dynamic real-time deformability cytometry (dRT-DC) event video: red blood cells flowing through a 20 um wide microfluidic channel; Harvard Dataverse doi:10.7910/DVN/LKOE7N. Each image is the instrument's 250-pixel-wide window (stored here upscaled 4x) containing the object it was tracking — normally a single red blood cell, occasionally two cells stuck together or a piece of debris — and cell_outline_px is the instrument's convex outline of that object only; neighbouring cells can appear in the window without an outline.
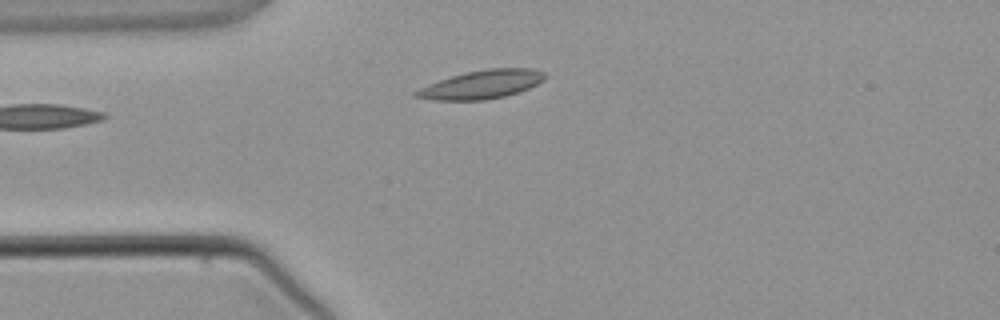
{"species": "common noctule bat (a hibernating species)", "species_latin": "Nyctalus noctula", "temperature_condition": "warm", "stored_images_in_passage": 1, "camera_frame_rate_fps": 3000, "um_per_image_px": 0.085, "animal": {"sex": "male", "body_mass_g": 21.5, "forearm_length_mm": 52.0}, "frame": {"image": 1, "passage_image": 1, "time_ms": 0.0, "image_size_px": [1000, 320], "cell_outline_px": [[548, 76], [544, 80], [528, 88], [504, 96], [484, 100], [432, 100], [412, 96], [412, 92], [428, 84], [464, 72], [488, 68], [532, 68], [544, 72]], "centroid_in_image_um": [40.93, 7.17], "position_along_channel_um": 44.1, "area_um2": 21.39}}